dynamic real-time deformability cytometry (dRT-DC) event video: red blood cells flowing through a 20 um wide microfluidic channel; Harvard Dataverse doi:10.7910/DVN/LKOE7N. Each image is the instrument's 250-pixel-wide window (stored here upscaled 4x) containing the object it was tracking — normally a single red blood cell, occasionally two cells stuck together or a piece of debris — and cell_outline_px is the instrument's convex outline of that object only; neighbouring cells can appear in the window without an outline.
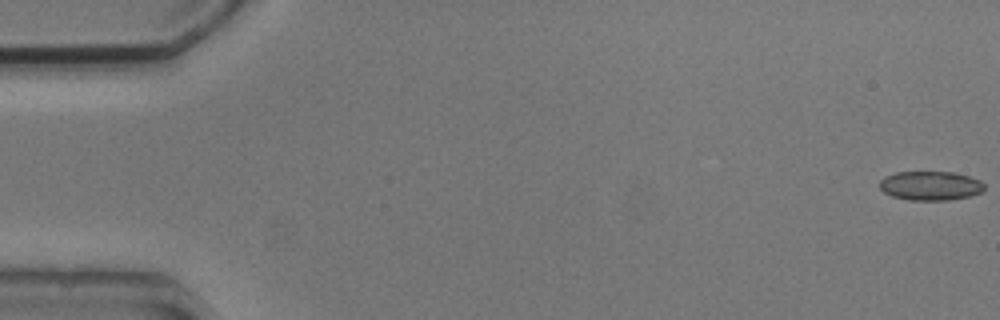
{"species": "common noctule bat (a hibernating species)", "species_latin": "Nyctalus noctula", "temperature_condition": "cold", "stored_images_in_passage": 3, "camera_frame_rate_fps": 3000, "um_per_image_px": 0.085, "animal": {"sex": "male", "body_mass_g": 20.5, "forearm_length_mm": 52.5}, "frame": {"image": 1, "passage_image": 1, "time_ms": 0.0, "image_size_px": [1000, 320], "cell_outline_px": [[984, 188], [980, 192], [968, 196], [948, 200], [908, 200], [892, 196], [884, 192], [880, 188], [880, 180], [884, 176], [896, 172], [952, 172], [968, 176], [980, 180], [984, 184]], "centroid_in_image_um": [79.05, 15.78], "position_along_channel_um": 5.9, "area_um2": 17.69}}
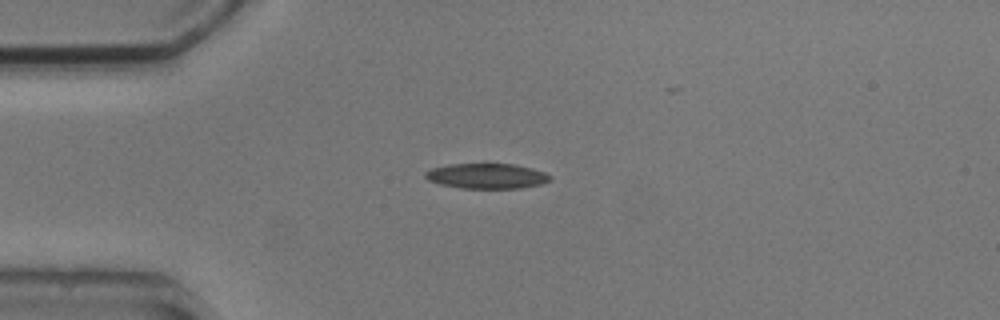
{"frame": {"image": 2, "passage_image": 3, "time_ms": 4.333, "image_size_px": [1000, 320], "cell_outline_px": [[552, 176], [548, 180], [540, 184], [520, 188], [460, 188], [440, 184], [428, 180], [424, 176], [424, 172], [432, 168], [448, 164], [484, 160], [488, 160], [516, 164], [532, 168], [544, 172]], "centroid_in_image_um": [41.33, 14.89], "position_along_channel_um": 43.7, "area_um2": 19.31}}